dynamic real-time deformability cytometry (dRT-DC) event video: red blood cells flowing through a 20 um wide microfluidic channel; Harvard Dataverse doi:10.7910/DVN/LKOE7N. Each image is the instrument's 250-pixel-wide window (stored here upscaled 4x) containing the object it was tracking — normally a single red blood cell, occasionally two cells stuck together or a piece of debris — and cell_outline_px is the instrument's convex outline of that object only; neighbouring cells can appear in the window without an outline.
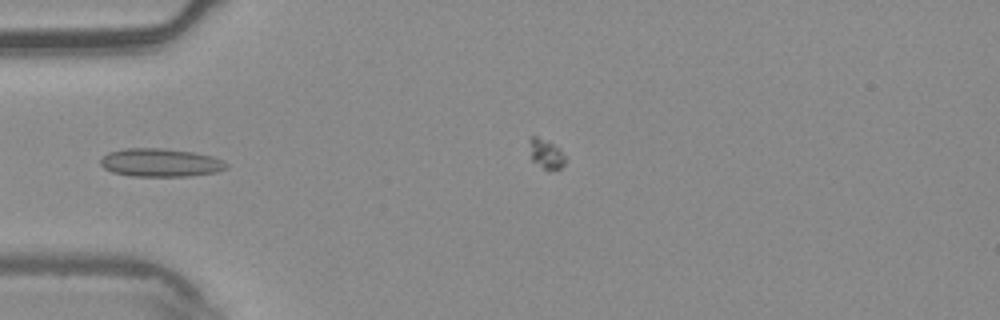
{"species": "common noctule bat (a hibernating species)", "species_latin": "Nyctalus noctula", "temperature_condition": "warm", "stored_images_in_passage": 7, "camera_frame_rate_fps": 3000, "um_per_image_px": 0.085, "animal": {"sex": "male", "body_mass_g": 20.4}, "frame": {"image": 1, "passage_image": 6, "time_ms": 1.667, "image_size_px": [1000, 320], "cell_outline_px": [[228, 168], [216, 172], [188, 176], [132, 176], [112, 172], [104, 168], [100, 164], [100, 160], [108, 152], [124, 148], [164, 148], [192, 152], [212, 156], [228, 164]], "centroid_in_image_um": [13.62, 13.82], "position_along_channel_um": 71.4, "area_um2": 20.69}}